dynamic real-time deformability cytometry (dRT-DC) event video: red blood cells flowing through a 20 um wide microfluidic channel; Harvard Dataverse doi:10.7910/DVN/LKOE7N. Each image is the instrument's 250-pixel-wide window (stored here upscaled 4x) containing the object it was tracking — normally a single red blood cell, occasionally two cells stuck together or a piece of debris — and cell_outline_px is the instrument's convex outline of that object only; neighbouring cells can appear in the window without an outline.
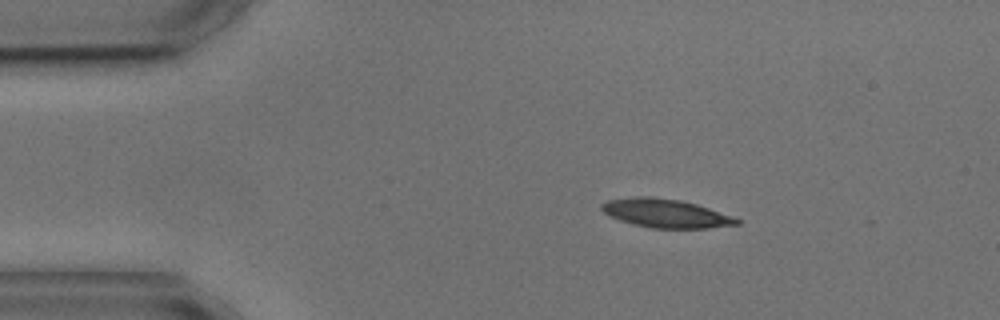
{"species": "common noctule bat (a hibernating species)", "species_latin": "Nyctalus noctula", "temperature_condition": "cold", "stored_images_in_passage": 6, "camera_frame_rate_fps": 3000, "um_per_image_px": 0.085, "animal": {"sex": "male", "body_mass_g": 17.9, "forearm_length_mm": 54.2}, "frame": {"image": 1, "passage_image": 1, "time_ms": 0.0, "image_size_px": [1000, 320], "cell_outline_px": [[740, 224], [708, 228], [652, 228], [632, 224], [620, 220], [604, 212], [600, 208], [600, 204], [608, 200], [636, 196], [652, 196], [680, 200], [696, 204], [708, 208], [740, 220]], "centroid_in_image_um": [56.54, 18.13], "position_along_channel_um": 28.5, "area_um2": 22.31}}
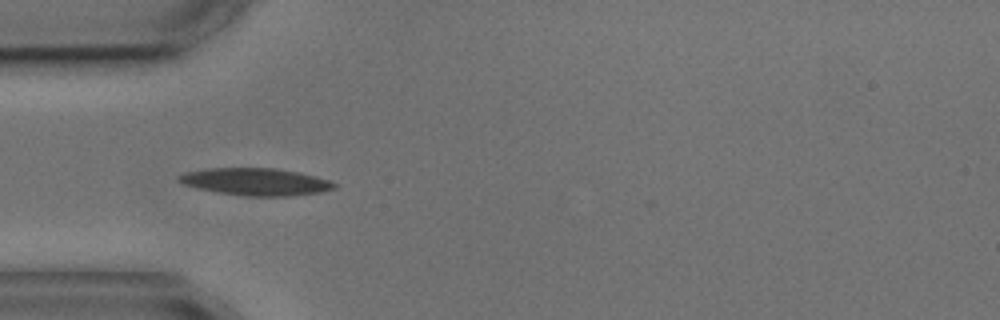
{"frame": {"image": 2, "passage_image": 3, "time_ms": 2.333, "image_size_px": [1000, 320], "cell_outline_px": [[336, 188], [320, 192], [292, 196], [244, 196], [216, 192], [184, 184], [176, 180], [176, 176], [184, 172], [208, 168], [276, 168], [300, 172], [328, 180], [336, 184]], "centroid_in_image_um": [21.71, 15.44], "position_along_channel_um": 63.3, "area_um2": 24.74}}
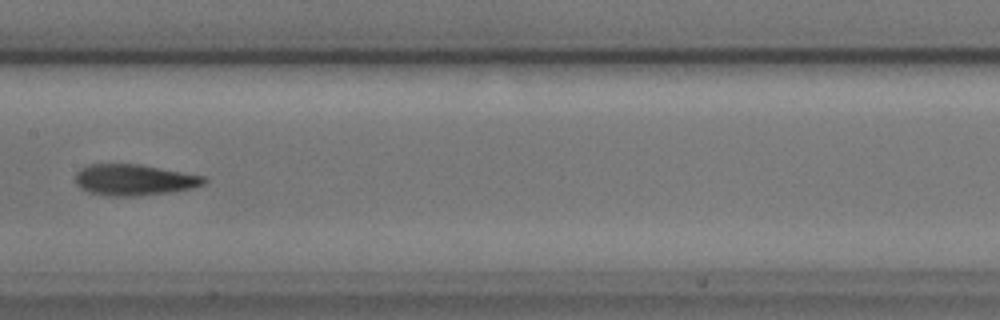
{"frame": {"image": 3, "passage_image": 6, "time_ms": 6.0, "image_size_px": [1000, 320], "cell_outline_px": [[208, 180], [204, 184], [192, 188], [168, 192], [140, 196], [108, 196], [88, 192], [80, 188], [76, 184], [76, 172], [80, 168], [88, 164], [140, 164], [204, 176]], "centroid_in_image_um": [11.38, 15.29], "position_along_channel_um": 196.0, "area_um2": 23.41}}